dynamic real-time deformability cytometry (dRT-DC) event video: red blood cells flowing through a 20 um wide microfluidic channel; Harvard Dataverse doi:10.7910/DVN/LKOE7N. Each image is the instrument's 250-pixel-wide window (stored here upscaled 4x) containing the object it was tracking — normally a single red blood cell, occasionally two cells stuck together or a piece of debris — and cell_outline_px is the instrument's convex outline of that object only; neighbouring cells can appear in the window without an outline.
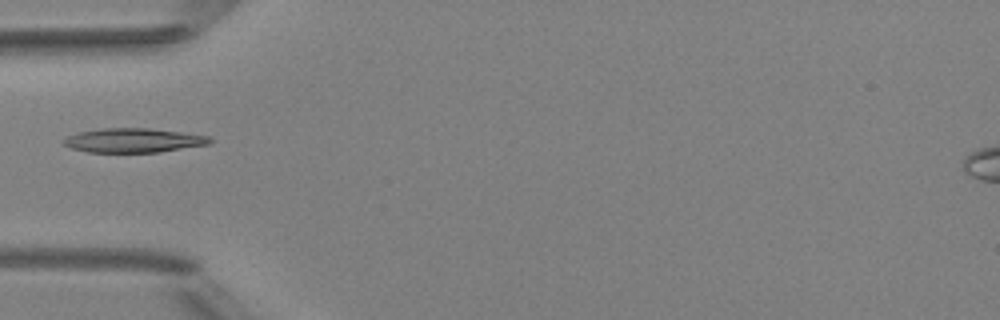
{"species": "Egyptian fruit bat (a non-hibernating species)", "species_latin": "Rousettus aegyptiacus", "temperature_condition": "room temperature", "stored_images_in_passage": 2, "camera_frame_rate_fps": 3000, "um_per_image_px": 0.085, "animal": {"sex": "female"}, "frame": {"image": 1, "passage_image": 1, "time_ms": 0.0, "image_size_px": [1000, 320], "cell_outline_px": [[212, 140], [208, 144], [160, 152], [88, 152], [72, 148], [60, 144], [60, 140], [68, 136], [80, 132], [100, 128], [148, 128], [212, 136]], "centroid_in_image_um": [11.31, 11.93], "position_along_channel_um": 73.7, "area_um2": 20.69}}
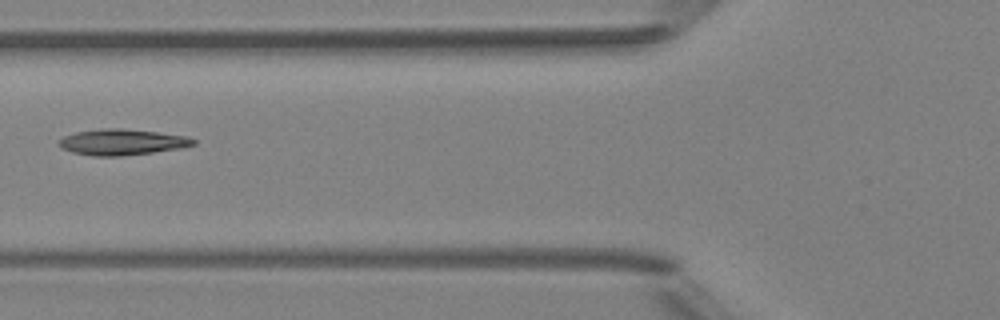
{"frame": {"image": 2, "passage_image": 2, "time_ms": 1.0, "image_size_px": [1000, 320], "cell_outline_px": [[196, 144], [184, 148], [120, 156], [92, 156], [72, 152], [60, 148], [56, 144], [56, 140], [64, 136], [76, 132], [100, 128], [120, 128], [156, 132], [188, 136], [196, 140]], "centroid_in_image_um": [10.34, 12.08], "position_along_channel_um": 115.5, "area_um2": 20.58}}